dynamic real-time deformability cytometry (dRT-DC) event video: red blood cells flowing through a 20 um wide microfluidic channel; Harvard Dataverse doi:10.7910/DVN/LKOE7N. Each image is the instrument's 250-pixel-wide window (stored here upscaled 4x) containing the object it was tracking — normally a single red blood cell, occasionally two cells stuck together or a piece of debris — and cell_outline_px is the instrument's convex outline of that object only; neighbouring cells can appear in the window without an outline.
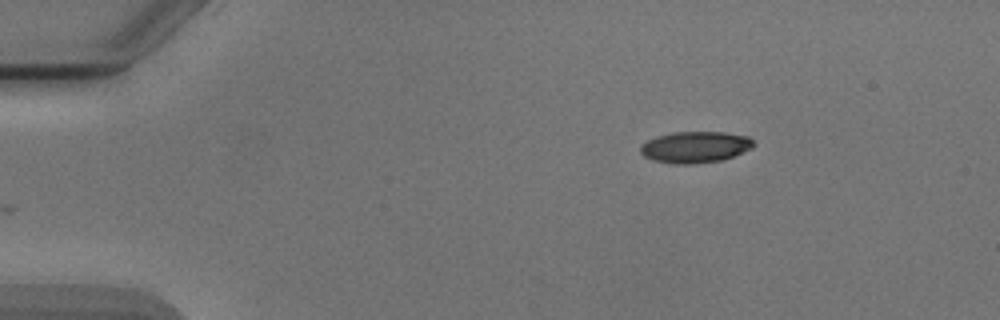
{"species": "Egyptian fruit bat (a non-hibernating species)", "species_latin": "Rousettus aegyptiacus", "temperature_condition": "cold", "stored_images_in_passage": 4, "camera_frame_rate_fps": 3000, "um_per_image_px": 0.085, "animal": {"sex": "male"}, "frame": {"image": 1, "passage_image": 4, "time_ms": 3.667, "image_size_px": [1000, 320], "cell_outline_px": [[752, 148], [732, 156], [720, 160], [692, 164], [676, 164], [652, 160], [644, 156], [640, 152], [640, 144], [656, 136], [672, 132], [724, 132], [748, 136], [752, 140]], "centroid_in_image_um": [59.04, 12.49], "position_along_channel_um": 26.0, "area_um2": 20.58}}